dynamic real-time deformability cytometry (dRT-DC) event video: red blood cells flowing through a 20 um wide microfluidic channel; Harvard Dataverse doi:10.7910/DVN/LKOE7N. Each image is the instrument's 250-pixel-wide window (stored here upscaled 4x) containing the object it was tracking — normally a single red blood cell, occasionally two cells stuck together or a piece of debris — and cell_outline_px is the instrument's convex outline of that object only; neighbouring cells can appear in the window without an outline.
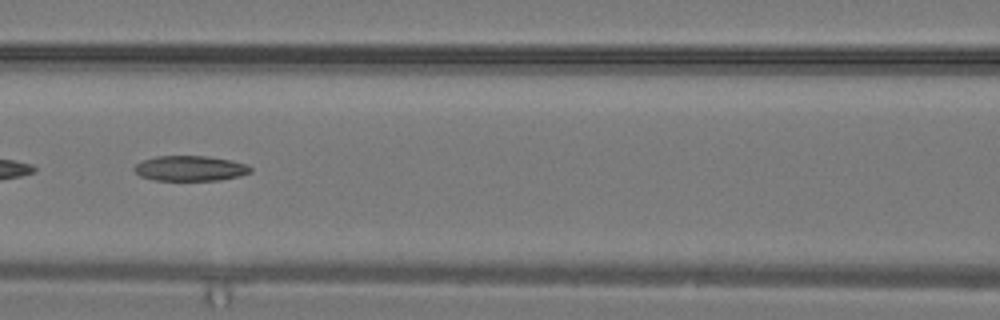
{"species": "common noctule bat (a hibernating species)", "species_latin": "Nyctalus noctula", "temperature_condition": "warm", "stored_images_in_passage": 33, "camera_frame_rate_fps": 3000, "um_per_image_px": 0.085, "animal": {"sex": "male", "body_mass_g": 19.2, "forearm_length_mm": 51.8}, "frame": {"image": 1, "passage_image": 15, "time_ms": 4.667, "image_size_px": [1000, 320], "cell_outline_px": [[252, 172], [240, 176], [220, 180], [156, 180], [140, 176], [132, 168], [140, 160], [156, 156], [208, 156], [232, 160], [248, 164], [252, 168]], "centroid_in_image_um": [16.18, 14.3], "position_along_channel_um": 150.4, "area_um2": 17.28}}
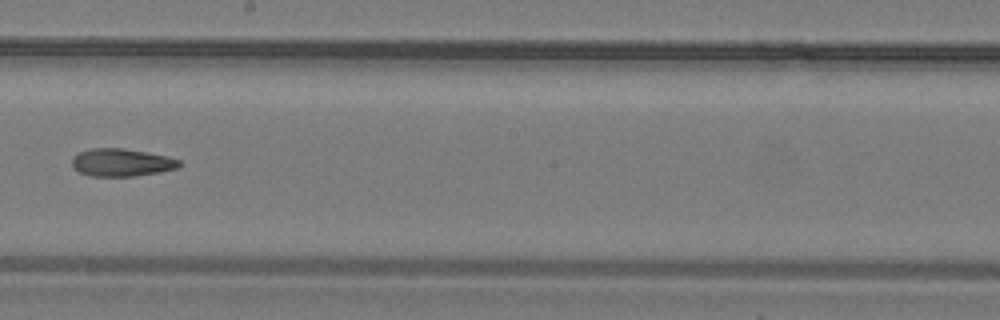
{"frame": {"image": 2, "passage_image": 19, "time_ms": 6.0, "image_size_px": [1000, 320], "cell_outline_px": [[180, 164], [176, 168], [160, 172], [136, 176], [92, 176], [80, 172], [72, 168], [72, 160], [80, 152], [92, 148], [120, 148], [148, 152], [180, 160]], "centroid_in_image_um": [10.32, 13.82], "position_along_channel_um": 237.9, "area_um2": 17.11}}
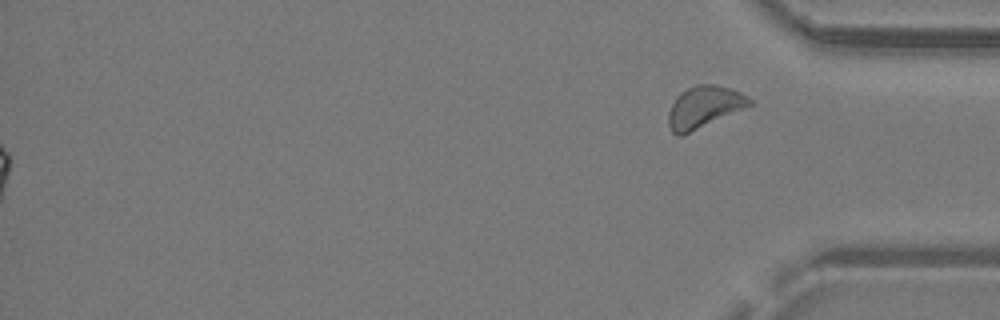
{"frame": {"image": 3, "passage_image": 33, "time_ms": 10.667, "image_size_px": [1000, 320], "cell_outline_px": [[752, 104], [744, 108], [684, 136], [676, 136], [672, 132], [668, 124], [668, 112], [676, 96], [680, 92], [696, 84], [716, 84], [740, 92], [752, 100]], "centroid_in_image_um": [59.8, 9.11], "position_along_channel_um": 375.4, "area_um2": 19.83}}